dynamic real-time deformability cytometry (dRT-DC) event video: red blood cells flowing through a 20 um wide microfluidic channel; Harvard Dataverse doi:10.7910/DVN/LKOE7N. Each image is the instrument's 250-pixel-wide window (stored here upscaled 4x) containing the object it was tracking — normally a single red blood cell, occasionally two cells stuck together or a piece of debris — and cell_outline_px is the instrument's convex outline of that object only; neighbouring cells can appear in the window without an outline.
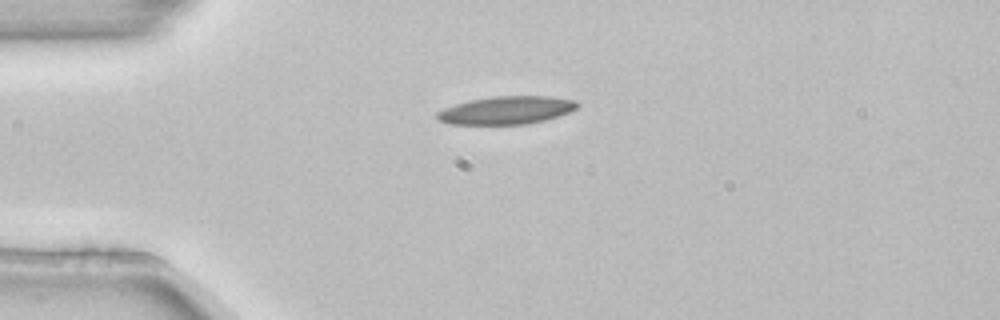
{"species": "common noctule bat (a hibernating species)", "species_latin": "Nyctalus noctula", "temperature_condition": "room temperature", "stored_images_in_passage": 1, "camera_frame_rate_fps": 3000, "um_per_image_px": 0.085, "animal": {"sex": "female", "body_mass_g": 22.7, "forearm_length_mm": 54.2}, "frame": {"image": 1, "passage_image": 1, "time_ms": 0.0, "image_size_px": [1000, 320], "cell_outline_px": [[580, 104], [576, 108], [568, 112], [544, 120], [524, 124], [448, 124], [440, 120], [436, 116], [436, 112], [444, 108], [456, 104], [472, 100], [492, 96], [552, 96], [576, 100]], "centroid_in_image_um": [43.05, 9.36], "position_along_channel_um": 41.9, "area_um2": 22.66}}